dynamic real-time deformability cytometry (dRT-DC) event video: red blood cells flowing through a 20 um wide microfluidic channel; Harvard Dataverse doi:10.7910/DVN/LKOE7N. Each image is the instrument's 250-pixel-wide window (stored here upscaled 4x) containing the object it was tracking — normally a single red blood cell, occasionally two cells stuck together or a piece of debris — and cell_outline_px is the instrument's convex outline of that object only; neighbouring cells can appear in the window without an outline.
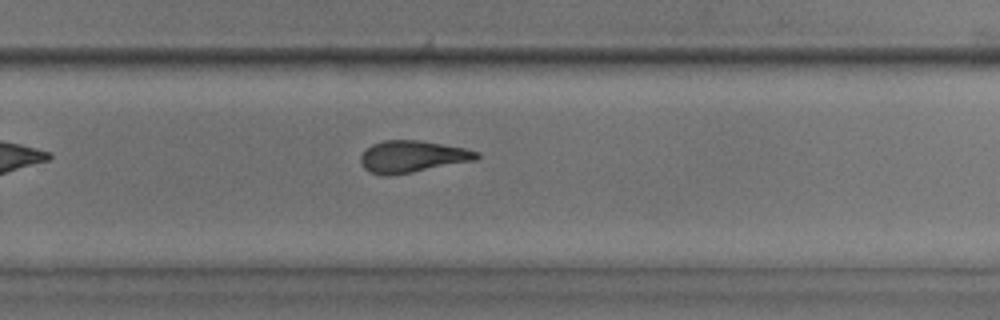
{"species": "common noctule bat (a hibernating species)", "species_latin": "Nyctalus noctula", "temperature_condition": "room temperature", "stored_images_in_passage": 36, "camera_frame_rate_fps": 3000, "um_per_image_px": 0.085, "animal": {"sex": "male", "body_mass_g": 17.9, "forearm_length_mm": 54.2}, "frame": {"image": 1, "passage_image": 20, "time_ms": 6.333, "image_size_px": [1000, 320], "cell_outline_px": [[480, 156], [476, 160], [412, 172], [388, 176], [380, 176], [368, 172], [360, 164], [360, 156], [372, 144], [384, 140], [420, 140], [464, 148], [480, 152]], "centroid_in_image_um": [35.02, 13.32], "position_along_channel_um": 294.8, "area_um2": 21.62}, "authors_computed_cell_mechanics": {"area_um2": 21.6172, "velocity_mm_per_s": 3.8322, "shape_relaxation_time_tau1_ms": 6.3223, "shape_relaxation_time_tau2_ms": 2.1562, "deformation_change_tau1": 0.2188, "deformation_change_tau2": 0.1264}}